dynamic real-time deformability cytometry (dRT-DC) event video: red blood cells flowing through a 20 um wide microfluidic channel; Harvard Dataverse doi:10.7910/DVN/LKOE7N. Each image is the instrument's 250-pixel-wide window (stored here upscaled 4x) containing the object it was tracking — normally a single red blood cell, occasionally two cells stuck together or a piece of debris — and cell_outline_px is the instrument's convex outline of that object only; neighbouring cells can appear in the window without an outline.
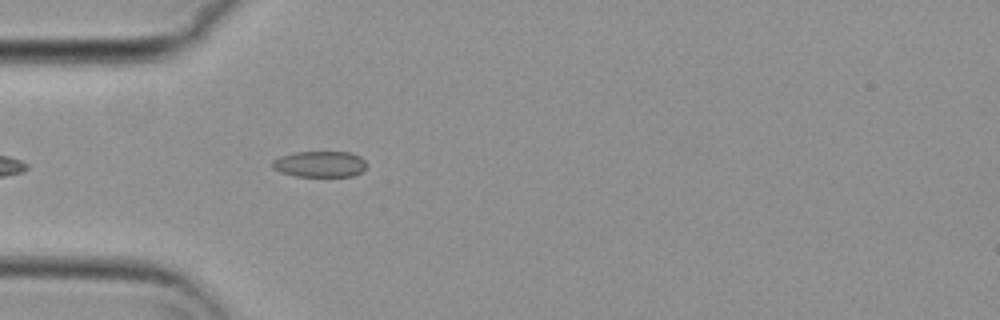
{"species": "common noctule bat (a hibernating species)", "species_latin": "Nyctalus noctula", "temperature_condition": "cold", "stored_images_in_passage": 33, "camera_frame_rate_fps": 3000, "um_per_image_px": 0.085, "animal": {"sex": "female", "body_mass_g": 29.2, "forearm_length_mm": 56.3}, "frame": {"image": 1, "passage_image": 1, "time_ms": 0.0, "image_size_px": [1000, 320], "cell_outline_px": [[364, 168], [360, 172], [352, 176], [296, 176], [280, 172], [272, 168], [272, 160], [280, 156], [292, 152], [348, 152], [360, 156], [364, 160]], "centroid_in_image_um": [27.13, 13.94], "position_along_channel_um": 57.9, "area_um2": 14.22}}
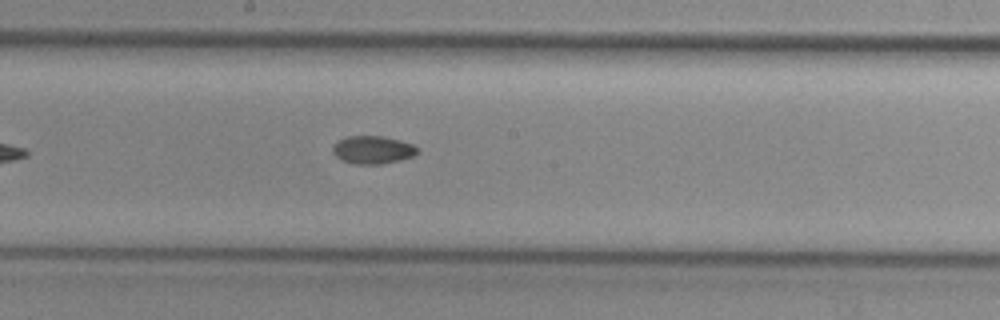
{"frame": {"image": 2, "passage_image": 14, "time_ms": 4.333, "image_size_px": [1000, 320], "cell_outline_px": [[416, 152], [412, 156], [400, 160], [380, 164], [352, 164], [340, 160], [332, 152], [332, 144], [336, 140], [348, 136], [384, 136], [400, 140], [412, 144], [416, 148]], "centroid_in_image_um": [31.6, 12.73], "position_along_channel_um": 216.6, "area_um2": 13.87}}
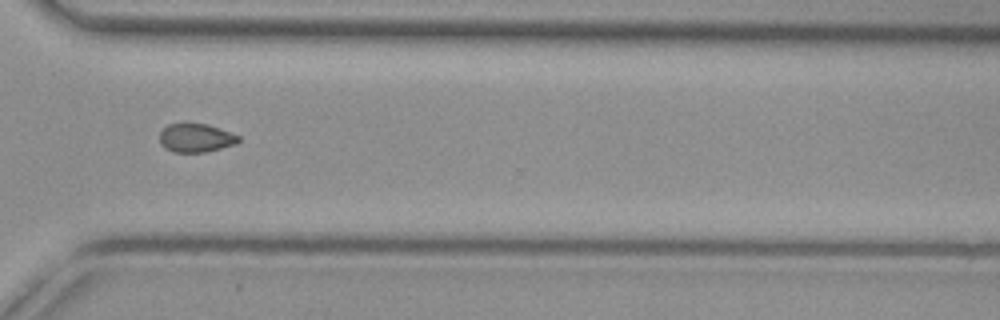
{"frame": {"image": 3, "passage_image": 25, "time_ms": 8.0, "image_size_px": [1000, 320], "cell_outline_px": [[240, 140], [236, 144], [204, 152], [172, 152], [164, 148], [160, 144], [160, 132], [168, 124], [184, 120], [208, 124], [240, 136]], "centroid_in_image_um": [16.6, 11.68], "position_along_channel_um": 354.0, "area_um2": 13.64}, "authors_computed_cell_mechanics": {"area_um2": 13.7564, "velocity_mm_per_s": 3.7476, "shape_relaxation_time_tau1_ms": null, "shape_relaxation_time_tau2_ms": 5.4967, "deformation_change_tau1": null, "deformation_change_tau2": 0.0804}}